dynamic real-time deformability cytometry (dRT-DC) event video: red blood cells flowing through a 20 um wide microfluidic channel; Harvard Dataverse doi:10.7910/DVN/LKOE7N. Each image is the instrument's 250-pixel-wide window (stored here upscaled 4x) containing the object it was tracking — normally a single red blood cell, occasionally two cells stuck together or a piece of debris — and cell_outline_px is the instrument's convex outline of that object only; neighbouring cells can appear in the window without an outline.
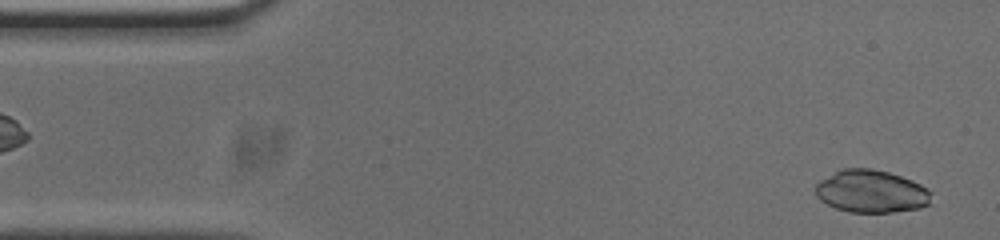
{"species": "common noctule bat (a hibernating species)", "species_latin": "Nyctalus noctula", "temperature_condition": "cold", "stored_images_in_passage": 53, "camera_frame_rate_fps": 3000, "um_per_image_px": 0.085, "animal": {"sex": "male", "body_mass_g": 20.0, "forearm_length_mm": 53.3}, "frame": {"image": 1, "passage_image": 3, "time_ms": 0.667, "image_size_px": [1000, 240], "cell_outline_px": [[932, 192], [928, 204], [920, 208], [892, 212], [848, 212], [836, 208], [820, 200], [816, 196], [812, 188], [820, 180], [840, 168], [872, 168], [888, 172], [912, 180], [920, 184]], "centroid_in_image_um": [74.01, 16.26], "position_along_channel_um": 11.0, "area_um2": 28.96}}